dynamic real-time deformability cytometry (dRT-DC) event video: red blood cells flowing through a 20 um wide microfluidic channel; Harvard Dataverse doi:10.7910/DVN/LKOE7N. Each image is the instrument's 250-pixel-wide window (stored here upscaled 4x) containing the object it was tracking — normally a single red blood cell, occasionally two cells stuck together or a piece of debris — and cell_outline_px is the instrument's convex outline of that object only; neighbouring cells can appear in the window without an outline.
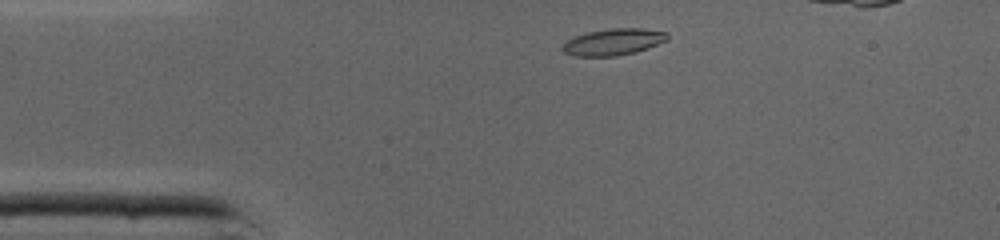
{"species": "common noctule bat (a hibernating species)", "species_latin": "Nyctalus noctula", "temperature_condition": "cold", "stored_images_in_passage": 34, "camera_frame_rate_fps": 3000, "um_per_image_px": 0.085, "animal": {"sex": "male", "body_mass_g": 19.0, "forearm_length_mm": 50.8}, "frame": {"image": 1, "passage_image": 2, "time_ms": 0.333, "image_size_px": [1000, 240], "cell_outline_px": [[668, 40], [648, 48], [636, 52], [616, 56], [572, 56], [564, 52], [560, 48], [568, 40], [576, 36], [588, 32], [608, 28], [644, 28], [668, 32]], "centroid_in_image_um": [52.16, 3.56], "position_along_channel_um": 32.8, "area_um2": 16.36}}
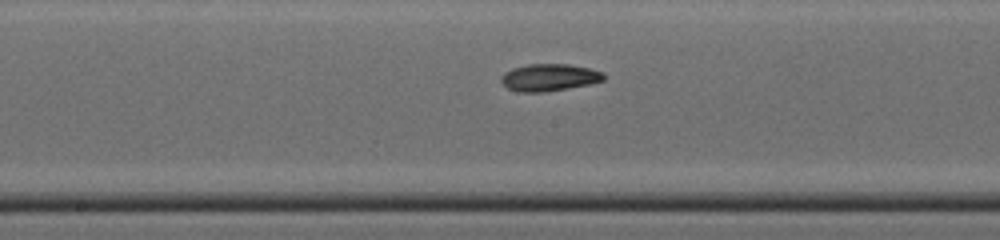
{"frame": {"image": 2, "passage_image": 16, "time_ms": 5.0, "image_size_px": [1000, 240], "cell_outline_px": [[604, 80], [592, 84], [544, 92], [520, 92], [508, 88], [500, 80], [504, 72], [512, 68], [528, 64], [568, 64], [588, 68], [604, 72]], "centroid_in_image_um": [46.7, 6.58], "position_along_channel_um": 201.5, "area_um2": 16.24}}
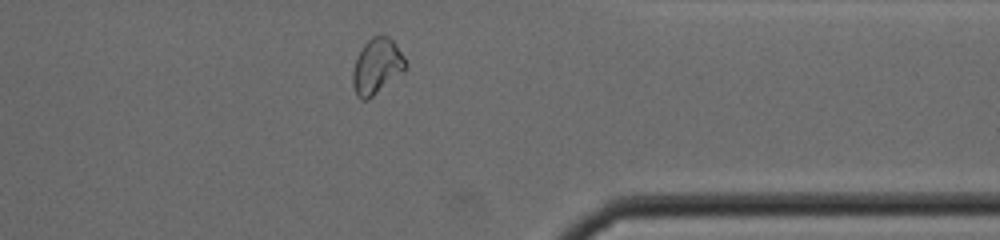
{"frame": {"image": 3, "passage_image": 29, "time_ms": 9.333, "image_size_px": [1000, 240], "cell_outline_px": [[408, 64], [404, 68], [368, 100], [360, 100], [356, 96], [352, 84], [352, 72], [356, 60], [364, 44], [372, 36], [388, 36], [396, 44], [404, 56]], "centroid_in_image_um": [32.0, 5.63], "position_along_channel_um": 379.4, "area_um2": 16.65}, "authors_computed_cell_mechanics": {"area_um2": 16.0973, "velocity_mm_per_s": 4.3575, "shape_relaxation_time_tau1_ms": null, "shape_relaxation_time_tau2_ms": 4.5827, "deformation_change_tau1": null, "deformation_change_tau2": 0.0987}}